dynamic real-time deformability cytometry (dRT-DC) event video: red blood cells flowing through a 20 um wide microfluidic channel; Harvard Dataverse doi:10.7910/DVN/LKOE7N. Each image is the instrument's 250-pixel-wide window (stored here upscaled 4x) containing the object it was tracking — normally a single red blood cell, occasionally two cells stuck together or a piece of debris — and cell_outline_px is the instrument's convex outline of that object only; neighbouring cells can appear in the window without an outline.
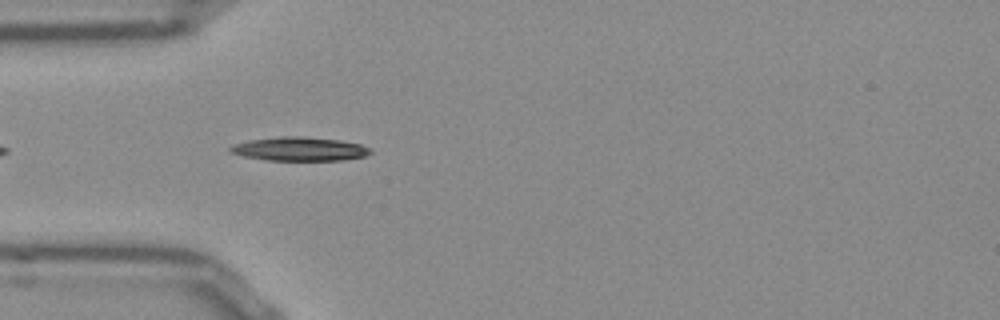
{"species": "Egyptian fruit bat (a non-hibernating species)", "species_latin": "Rousettus aegyptiacus", "temperature_condition": "room temperature", "stored_images_in_passage": 40, "camera_frame_rate_fps": 3000, "um_per_image_px": 0.085, "frame": {"image": 1, "passage_image": 3, "time_ms": 0.667, "image_size_px": [1000, 320], "cell_outline_px": [[372, 152], [364, 156], [344, 160], [268, 160], [244, 156], [228, 152], [228, 148], [232, 144], [252, 140], [284, 136], [300, 136], [340, 140], [360, 144], [368, 148]], "centroid_in_image_um": [25.43, 12.66], "position_along_channel_um": 59.6, "area_um2": 19.25}}
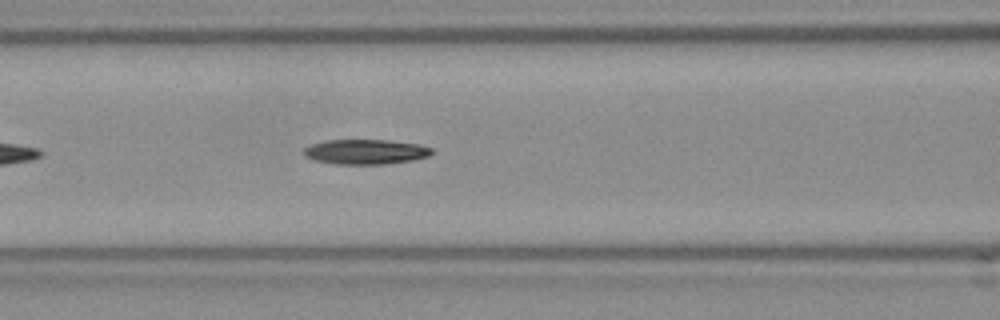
{"frame": {"image": 2, "passage_image": 9, "time_ms": 2.667, "image_size_px": [1000, 320], "cell_outline_px": [[436, 152], [428, 156], [412, 160], [384, 164], [336, 164], [312, 160], [304, 156], [304, 148], [312, 144], [328, 140], [388, 140], [420, 144], [432, 148]], "centroid_in_image_um": [31.1, 12.9], "position_along_channel_um": 135.5, "area_um2": 18.67}}
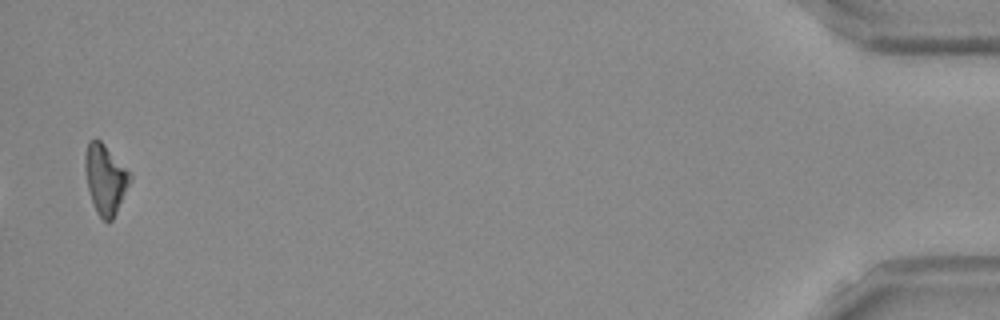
{"frame": {"image": 3, "passage_image": 39, "time_ms": 12.667, "image_size_px": [1000, 320], "cell_outline_px": [[132, 180], [112, 220], [108, 224], [96, 212], [88, 188], [84, 168], [84, 156], [88, 140], [100, 140], [104, 144], [132, 176]], "centroid_in_image_um": [8.94, 15.23], "position_along_channel_um": 426.3, "area_um2": 18.03}, "authors_computed_cell_mechanics": {"area_um2": 18.6694, "velocity_mm_per_s": 3.851, "shape_relaxation_time_tau1_ms": 5.7442, "shape_relaxation_time_tau2_ms": null, "deformation_change_tau1": 0.1601, "deformation_change_tau2": null}}